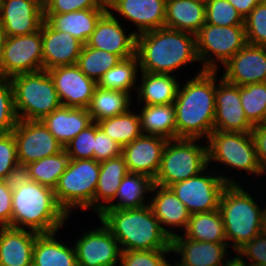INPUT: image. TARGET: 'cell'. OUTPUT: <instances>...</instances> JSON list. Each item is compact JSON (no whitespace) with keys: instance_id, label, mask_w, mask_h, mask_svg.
<instances>
[{"instance_id":"46","label":"cell","mask_w":266,"mask_h":266,"mask_svg":"<svg viewBox=\"0 0 266 266\" xmlns=\"http://www.w3.org/2000/svg\"><path fill=\"white\" fill-rule=\"evenodd\" d=\"M83 9H108L106 0H46L44 14H62Z\"/></svg>"},{"instance_id":"24","label":"cell","mask_w":266,"mask_h":266,"mask_svg":"<svg viewBox=\"0 0 266 266\" xmlns=\"http://www.w3.org/2000/svg\"><path fill=\"white\" fill-rule=\"evenodd\" d=\"M43 70L77 64L83 43L69 33L51 28L45 21L41 27Z\"/></svg>"},{"instance_id":"10","label":"cell","mask_w":266,"mask_h":266,"mask_svg":"<svg viewBox=\"0 0 266 266\" xmlns=\"http://www.w3.org/2000/svg\"><path fill=\"white\" fill-rule=\"evenodd\" d=\"M195 37L201 68L210 71L220 70V66L225 65L247 44L244 25L217 26L205 23Z\"/></svg>"},{"instance_id":"45","label":"cell","mask_w":266,"mask_h":266,"mask_svg":"<svg viewBox=\"0 0 266 266\" xmlns=\"http://www.w3.org/2000/svg\"><path fill=\"white\" fill-rule=\"evenodd\" d=\"M64 148L69 159H94L95 122L83 129Z\"/></svg>"},{"instance_id":"28","label":"cell","mask_w":266,"mask_h":266,"mask_svg":"<svg viewBox=\"0 0 266 266\" xmlns=\"http://www.w3.org/2000/svg\"><path fill=\"white\" fill-rule=\"evenodd\" d=\"M108 9H83L62 14H44V21L53 29L69 33L87 43L99 19Z\"/></svg>"},{"instance_id":"40","label":"cell","mask_w":266,"mask_h":266,"mask_svg":"<svg viewBox=\"0 0 266 266\" xmlns=\"http://www.w3.org/2000/svg\"><path fill=\"white\" fill-rule=\"evenodd\" d=\"M241 105L247 120L253 125L266 120V82L240 86Z\"/></svg>"},{"instance_id":"25","label":"cell","mask_w":266,"mask_h":266,"mask_svg":"<svg viewBox=\"0 0 266 266\" xmlns=\"http://www.w3.org/2000/svg\"><path fill=\"white\" fill-rule=\"evenodd\" d=\"M38 234L29 229L0 227V266H32Z\"/></svg>"},{"instance_id":"19","label":"cell","mask_w":266,"mask_h":266,"mask_svg":"<svg viewBox=\"0 0 266 266\" xmlns=\"http://www.w3.org/2000/svg\"><path fill=\"white\" fill-rule=\"evenodd\" d=\"M222 68V78L232 85L266 82V46L246 44Z\"/></svg>"},{"instance_id":"2","label":"cell","mask_w":266,"mask_h":266,"mask_svg":"<svg viewBox=\"0 0 266 266\" xmlns=\"http://www.w3.org/2000/svg\"><path fill=\"white\" fill-rule=\"evenodd\" d=\"M136 56L147 73L173 74L199 62L195 35L165 27L137 35Z\"/></svg>"},{"instance_id":"54","label":"cell","mask_w":266,"mask_h":266,"mask_svg":"<svg viewBox=\"0 0 266 266\" xmlns=\"http://www.w3.org/2000/svg\"><path fill=\"white\" fill-rule=\"evenodd\" d=\"M230 257L220 266H248L237 254Z\"/></svg>"},{"instance_id":"11","label":"cell","mask_w":266,"mask_h":266,"mask_svg":"<svg viewBox=\"0 0 266 266\" xmlns=\"http://www.w3.org/2000/svg\"><path fill=\"white\" fill-rule=\"evenodd\" d=\"M209 169L214 171L212 166L211 168L208 166L199 175L169 186L190 214L219 209L220 197L224 188L228 184H242L237 180V176L236 178L233 177L234 174L229 177V175L217 171L219 169H216V167L215 172Z\"/></svg>"},{"instance_id":"3","label":"cell","mask_w":266,"mask_h":266,"mask_svg":"<svg viewBox=\"0 0 266 266\" xmlns=\"http://www.w3.org/2000/svg\"><path fill=\"white\" fill-rule=\"evenodd\" d=\"M100 219L123 251L171 249V239L162 230L150 205L138 209H104Z\"/></svg>"},{"instance_id":"12","label":"cell","mask_w":266,"mask_h":266,"mask_svg":"<svg viewBox=\"0 0 266 266\" xmlns=\"http://www.w3.org/2000/svg\"><path fill=\"white\" fill-rule=\"evenodd\" d=\"M43 69L41 30L20 36L7 37L0 59V78Z\"/></svg>"},{"instance_id":"38","label":"cell","mask_w":266,"mask_h":266,"mask_svg":"<svg viewBox=\"0 0 266 266\" xmlns=\"http://www.w3.org/2000/svg\"><path fill=\"white\" fill-rule=\"evenodd\" d=\"M69 160L64 148L57 154L27 164L30 180L54 190Z\"/></svg>"},{"instance_id":"1","label":"cell","mask_w":266,"mask_h":266,"mask_svg":"<svg viewBox=\"0 0 266 266\" xmlns=\"http://www.w3.org/2000/svg\"><path fill=\"white\" fill-rule=\"evenodd\" d=\"M183 82L173 103L176 138L207 140L214 131L216 71L200 68Z\"/></svg>"},{"instance_id":"33","label":"cell","mask_w":266,"mask_h":266,"mask_svg":"<svg viewBox=\"0 0 266 266\" xmlns=\"http://www.w3.org/2000/svg\"><path fill=\"white\" fill-rule=\"evenodd\" d=\"M141 107L138 114L140 117L142 134L159 136L166 140L176 139V117L174 104H142Z\"/></svg>"},{"instance_id":"29","label":"cell","mask_w":266,"mask_h":266,"mask_svg":"<svg viewBox=\"0 0 266 266\" xmlns=\"http://www.w3.org/2000/svg\"><path fill=\"white\" fill-rule=\"evenodd\" d=\"M205 14L206 4L200 0H166L164 27L196 35Z\"/></svg>"},{"instance_id":"15","label":"cell","mask_w":266,"mask_h":266,"mask_svg":"<svg viewBox=\"0 0 266 266\" xmlns=\"http://www.w3.org/2000/svg\"><path fill=\"white\" fill-rule=\"evenodd\" d=\"M217 72L219 71H216L214 130L250 133L254 126L247 120L242 108L240 86L232 85L222 77H217V74H220Z\"/></svg>"},{"instance_id":"5","label":"cell","mask_w":266,"mask_h":266,"mask_svg":"<svg viewBox=\"0 0 266 266\" xmlns=\"http://www.w3.org/2000/svg\"><path fill=\"white\" fill-rule=\"evenodd\" d=\"M248 189L242 184H228L220 197L219 211L233 253L261 233L264 207Z\"/></svg>"},{"instance_id":"34","label":"cell","mask_w":266,"mask_h":266,"mask_svg":"<svg viewBox=\"0 0 266 266\" xmlns=\"http://www.w3.org/2000/svg\"><path fill=\"white\" fill-rule=\"evenodd\" d=\"M182 235L197 241L227 243L225 227L219 209L190 215Z\"/></svg>"},{"instance_id":"16","label":"cell","mask_w":266,"mask_h":266,"mask_svg":"<svg viewBox=\"0 0 266 266\" xmlns=\"http://www.w3.org/2000/svg\"><path fill=\"white\" fill-rule=\"evenodd\" d=\"M62 106L85 108L90 106L97 82L88 78L77 64L48 70Z\"/></svg>"},{"instance_id":"20","label":"cell","mask_w":266,"mask_h":266,"mask_svg":"<svg viewBox=\"0 0 266 266\" xmlns=\"http://www.w3.org/2000/svg\"><path fill=\"white\" fill-rule=\"evenodd\" d=\"M171 249L179 257L173 259L176 266H220L231 256L228 243L191 240L182 234L171 239Z\"/></svg>"},{"instance_id":"32","label":"cell","mask_w":266,"mask_h":266,"mask_svg":"<svg viewBox=\"0 0 266 266\" xmlns=\"http://www.w3.org/2000/svg\"><path fill=\"white\" fill-rule=\"evenodd\" d=\"M153 186L154 179L150 176L128 172L118 187L115 199L105 209H138L145 207L150 203L147 194H151Z\"/></svg>"},{"instance_id":"51","label":"cell","mask_w":266,"mask_h":266,"mask_svg":"<svg viewBox=\"0 0 266 266\" xmlns=\"http://www.w3.org/2000/svg\"><path fill=\"white\" fill-rule=\"evenodd\" d=\"M251 134L255 143L259 166L263 172H266V126L264 124L254 126Z\"/></svg>"},{"instance_id":"55","label":"cell","mask_w":266,"mask_h":266,"mask_svg":"<svg viewBox=\"0 0 266 266\" xmlns=\"http://www.w3.org/2000/svg\"><path fill=\"white\" fill-rule=\"evenodd\" d=\"M7 37L8 36L6 35L5 29H4L3 24L1 23V20H0V59L2 56V51L4 49Z\"/></svg>"},{"instance_id":"59","label":"cell","mask_w":266,"mask_h":266,"mask_svg":"<svg viewBox=\"0 0 266 266\" xmlns=\"http://www.w3.org/2000/svg\"><path fill=\"white\" fill-rule=\"evenodd\" d=\"M200 1H202V2H205V3H206L207 1H210V0H200Z\"/></svg>"},{"instance_id":"31","label":"cell","mask_w":266,"mask_h":266,"mask_svg":"<svg viewBox=\"0 0 266 266\" xmlns=\"http://www.w3.org/2000/svg\"><path fill=\"white\" fill-rule=\"evenodd\" d=\"M124 157L100 162L98 184L94 197V212L97 216L115 199L118 187L128 173Z\"/></svg>"},{"instance_id":"43","label":"cell","mask_w":266,"mask_h":266,"mask_svg":"<svg viewBox=\"0 0 266 266\" xmlns=\"http://www.w3.org/2000/svg\"><path fill=\"white\" fill-rule=\"evenodd\" d=\"M244 27L247 44L266 46V2L261 1L244 18Z\"/></svg>"},{"instance_id":"23","label":"cell","mask_w":266,"mask_h":266,"mask_svg":"<svg viewBox=\"0 0 266 266\" xmlns=\"http://www.w3.org/2000/svg\"><path fill=\"white\" fill-rule=\"evenodd\" d=\"M150 207L158 219L162 230L170 239L182 234L190 219L186 206L169 187L154 184L150 195ZM171 228H175L171 229ZM177 230L179 231H176Z\"/></svg>"},{"instance_id":"37","label":"cell","mask_w":266,"mask_h":266,"mask_svg":"<svg viewBox=\"0 0 266 266\" xmlns=\"http://www.w3.org/2000/svg\"><path fill=\"white\" fill-rule=\"evenodd\" d=\"M138 109L98 121V126L122 148L142 135Z\"/></svg>"},{"instance_id":"4","label":"cell","mask_w":266,"mask_h":266,"mask_svg":"<svg viewBox=\"0 0 266 266\" xmlns=\"http://www.w3.org/2000/svg\"><path fill=\"white\" fill-rule=\"evenodd\" d=\"M68 221L69 216L58 204L53 189L29 180L12 192V228L53 233Z\"/></svg>"},{"instance_id":"27","label":"cell","mask_w":266,"mask_h":266,"mask_svg":"<svg viewBox=\"0 0 266 266\" xmlns=\"http://www.w3.org/2000/svg\"><path fill=\"white\" fill-rule=\"evenodd\" d=\"M41 121L63 147L93 122L88 109L65 106L54 110Z\"/></svg>"},{"instance_id":"18","label":"cell","mask_w":266,"mask_h":266,"mask_svg":"<svg viewBox=\"0 0 266 266\" xmlns=\"http://www.w3.org/2000/svg\"><path fill=\"white\" fill-rule=\"evenodd\" d=\"M122 24V20L107 11L97 22L86 45L116 54L121 59L136 55L137 35L133 31L127 32Z\"/></svg>"},{"instance_id":"26","label":"cell","mask_w":266,"mask_h":266,"mask_svg":"<svg viewBox=\"0 0 266 266\" xmlns=\"http://www.w3.org/2000/svg\"><path fill=\"white\" fill-rule=\"evenodd\" d=\"M135 100L145 105L173 104L180 86L175 74L147 73L140 71Z\"/></svg>"},{"instance_id":"57","label":"cell","mask_w":266,"mask_h":266,"mask_svg":"<svg viewBox=\"0 0 266 266\" xmlns=\"http://www.w3.org/2000/svg\"><path fill=\"white\" fill-rule=\"evenodd\" d=\"M42 4H44L46 2V0H39Z\"/></svg>"},{"instance_id":"30","label":"cell","mask_w":266,"mask_h":266,"mask_svg":"<svg viewBox=\"0 0 266 266\" xmlns=\"http://www.w3.org/2000/svg\"><path fill=\"white\" fill-rule=\"evenodd\" d=\"M58 231L38 234L32 266H78L75 248L57 239Z\"/></svg>"},{"instance_id":"13","label":"cell","mask_w":266,"mask_h":266,"mask_svg":"<svg viewBox=\"0 0 266 266\" xmlns=\"http://www.w3.org/2000/svg\"><path fill=\"white\" fill-rule=\"evenodd\" d=\"M101 225L80 234L74 242L78 266H118L122 250L110 229Z\"/></svg>"},{"instance_id":"53","label":"cell","mask_w":266,"mask_h":266,"mask_svg":"<svg viewBox=\"0 0 266 266\" xmlns=\"http://www.w3.org/2000/svg\"><path fill=\"white\" fill-rule=\"evenodd\" d=\"M237 10V12L246 18L250 12L262 1V0H228Z\"/></svg>"},{"instance_id":"58","label":"cell","mask_w":266,"mask_h":266,"mask_svg":"<svg viewBox=\"0 0 266 266\" xmlns=\"http://www.w3.org/2000/svg\"><path fill=\"white\" fill-rule=\"evenodd\" d=\"M262 175H263L262 176L263 177L262 179L264 180V176L266 175V172H263Z\"/></svg>"},{"instance_id":"39","label":"cell","mask_w":266,"mask_h":266,"mask_svg":"<svg viewBox=\"0 0 266 266\" xmlns=\"http://www.w3.org/2000/svg\"><path fill=\"white\" fill-rule=\"evenodd\" d=\"M120 60L121 58L116 54L95 49L85 44L82 47L77 65L88 78L98 83L102 76Z\"/></svg>"},{"instance_id":"21","label":"cell","mask_w":266,"mask_h":266,"mask_svg":"<svg viewBox=\"0 0 266 266\" xmlns=\"http://www.w3.org/2000/svg\"><path fill=\"white\" fill-rule=\"evenodd\" d=\"M0 20L8 37L35 33L44 21L39 0H0Z\"/></svg>"},{"instance_id":"9","label":"cell","mask_w":266,"mask_h":266,"mask_svg":"<svg viewBox=\"0 0 266 266\" xmlns=\"http://www.w3.org/2000/svg\"><path fill=\"white\" fill-rule=\"evenodd\" d=\"M207 155L208 166L217 165L221 168L222 165L228 167L230 171H243L249 176H254L257 179L262 176V169L259 166L256 147L250 133L241 132H223L213 131L207 140ZM215 161V163H213ZM221 166L219 167L218 164ZM234 169V170H233Z\"/></svg>"},{"instance_id":"41","label":"cell","mask_w":266,"mask_h":266,"mask_svg":"<svg viewBox=\"0 0 266 266\" xmlns=\"http://www.w3.org/2000/svg\"><path fill=\"white\" fill-rule=\"evenodd\" d=\"M205 4L206 24L217 26L244 25V19L228 0H210Z\"/></svg>"},{"instance_id":"48","label":"cell","mask_w":266,"mask_h":266,"mask_svg":"<svg viewBox=\"0 0 266 266\" xmlns=\"http://www.w3.org/2000/svg\"><path fill=\"white\" fill-rule=\"evenodd\" d=\"M17 164V145L13 132L0 134V179L4 180Z\"/></svg>"},{"instance_id":"22","label":"cell","mask_w":266,"mask_h":266,"mask_svg":"<svg viewBox=\"0 0 266 266\" xmlns=\"http://www.w3.org/2000/svg\"><path fill=\"white\" fill-rule=\"evenodd\" d=\"M167 141L159 136L142 134L133 142L124 146L122 156L125 159L128 171L144 174L155 179Z\"/></svg>"},{"instance_id":"49","label":"cell","mask_w":266,"mask_h":266,"mask_svg":"<svg viewBox=\"0 0 266 266\" xmlns=\"http://www.w3.org/2000/svg\"><path fill=\"white\" fill-rule=\"evenodd\" d=\"M122 155V147L109 136L95 122L94 159L98 162L116 158Z\"/></svg>"},{"instance_id":"35","label":"cell","mask_w":266,"mask_h":266,"mask_svg":"<svg viewBox=\"0 0 266 266\" xmlns=\"http://www.w3.org/2000/svg\"><path fill=\"white\" fill-rule=\"evenodd\" d=\"M131 99L129 93L97 86L88 107L92 121L98 122L126 113L133 106Z\"/></svg>"},{"instance_id":"7","label":"cell","mask_w":266,"mask_h":266,"mask_svg":"<svg viewBox=\"0 0 266 266\" xmlns=\"http://www.w3.org/2000/svg\"><path fill=\"white\" fill-rule=\"evenodd\" d=\"M100 162L95 159H70L54 189L58 204L70 217L73 210H94Z\"/></svg>"},{"instance_id":"17","label":"cell","mask_w":266,"mask_h":266,"mask_svg":"<svg viewBox=\"0 0 266 266\" xmlns=\"http://www.w3.org/2000/svg\"><path fill=\"white\" fill-rule=\"evenodd\" d=\"M108 11L119 20H128L136 35L163 28L166 0H106ZM118 15H117V14ZM119 16V17H118Z\"/></svg>"},{"instance_id":"50","label":"cell","mask_w":266,"mask_h":266,"mask_svg":"<svg viewBox=\"0 0 266 266\" xmlns=\"http://www.w3.org/2000/svg\"><path fill=\"white\" fill-rule=\"evenodd\" d=\"M12 191L0 179V227H11Z\"/></svg>"},{"instance_id":"8","label":"cell","mask_w":266,"mask_h":266,"mask_svg":"<svg viewBox=\"0 0 266 266\" xmlns=\"http://www.w3.org/2000/svg\"><path fill=\"white\" fill-rule=\"evenodd\" d=\"M199 141L188 138L168 140L154 184L169 187L204 171L208 167L207 142L202 144Z\"/></svg>"},{"instance_id":"36","label":"cell","mask_w":266,"mask_h":266,"mask_svg":"<svg viewBox=\"0 0 266 266\" xmlns=\"http://www.w3.org/2000/svg\"><path fill=\"white\" fill-rule=\"evenodd\" d=\"M139 71V60L136 55L121 59L102 76L97 84L103 89L126 92L133 96L132 91L136 93L137 84L139 83V78H137L140 74Z\"/></svg>"},{"instance_id":"42","label":"cell","mask_w":266,"mask_h":266,"mask_svg":"<svg viewBox=\"0 0 266 266\" xmlns=\"http://www.w3.org/2000/svg\"><path fill=\"white\" fill-rule=\"evenodd\" d=\"M171 256L172 249L123 251L119 266H170Z\"/></svg>"},{"instance_id":"47","label":"cell","mask_w":266,"mask_h":266,"mask_svg":"<svg viewBox=\"0 0 266 266\" xmlns=\"http://www.w3.org/2000/svg\"><path fill=\"white\" fill-rule=\"evenodd\" d=\"M236 254L248 266L266 265V235L258 234L241 247Z\"/></svg>"},{"instance_id":"56","label":"cell","mask_w":266,"mask_h":266,"mask_svg":"<svg viewBox=\"0 0 266 266\" xmlns=\"http://www.w3.org/2000/svg\"><path fill=\"white\" fill-rule=\"evenodd\" d=\"M261 233L266 235V204L264 206V210H263V213H262Z\"/></svg>"},{"instance_id":"6","label":"cell","mask_w":266,"mask_h":266,"mask_svg":"<svg viewBox=\"0 0 266 266\" xmlns=\"http://www.w3.org/2000/svg\"><path fill=\"white\" fill-rule=\"evenodd\" d=\"M10 81L19 120H42L62 106L47 70L19 74Z\"/></svg>"},{"instance_id":"44","label":"cell","mask_w":266,"mask_h":266,"mask_svg":"<svg viewBox=\"0 0 266 266\" xmlns=\"http://www.w3.org/2000/svg\"><path fill=\"white\" fill-rule=\"evenodd\" d=\"M18 120L11 81L0 78V134L12 132Z\"/></svg>"},{"instance_id":"52","label":"cell","mask_w":266,"mask_h":266,"mask_svg":"<svg viewBox=\"0 0 266 266\" xmlns=\"http://www.w3.org/2000/svg\"><path fill=\"white\" fill-rule=\"evenodd\" d=\"M30 180L29 168L26 164L18 163L6 176L4 182L6 186L13 192L23 187Z\"/></svg>"},{"instance_id":"14","label":"cell","mask_w":266,"mask_h":266,"mask_svg":"<svg viewBox=\"0 0 266 266\" xmlns=\"http://www.w3.org/2000/svg\"><path fill=\"white\" fill-rule=\"evenodd\" d=\"M12 132L20 164L27 165L64 149L41 120H18Z\"/></svg>"}]
</instances>
